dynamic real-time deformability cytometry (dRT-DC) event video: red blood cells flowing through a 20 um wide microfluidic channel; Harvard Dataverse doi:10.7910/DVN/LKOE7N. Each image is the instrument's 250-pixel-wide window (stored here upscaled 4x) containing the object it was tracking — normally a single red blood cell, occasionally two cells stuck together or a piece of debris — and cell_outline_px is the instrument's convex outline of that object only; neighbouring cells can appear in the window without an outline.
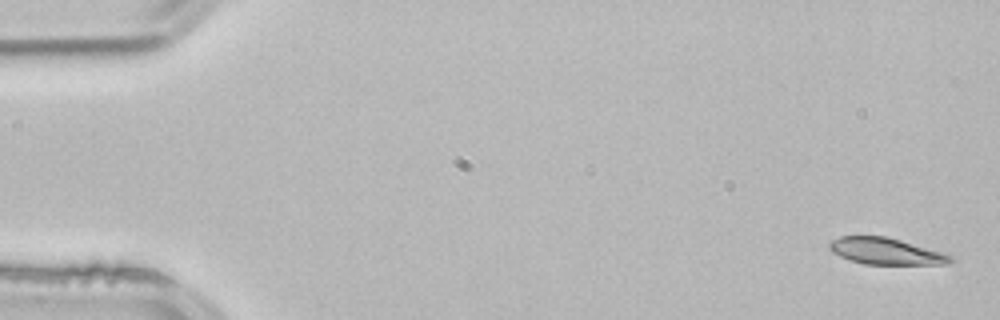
{"species": "common noctule bat (a hibernating species)", "species_latin": "Nyctalus noctula", "temperature_condition": "room temperature", "stored_images_in_passage": 5, "camera_frame_rate_fps": 3000, "um_per_image_px": 0.085, "animal": {"sex": "male", "body_mass_g": 21.5, "forearm_length_mm": 52.0}, "frame": {"image": 1, "passage_image": 1, "time_ms": 0.0, "image_size_px": [1000, 320], "cell_outline_px": [[952, 260], [948, 264], [864, 264], [848, 260], [832, 252], [828, 248], [828, 244], [832, 240], [840, 236], [884, 236], [900, 240], [940, 252], [952, 256]], "centroid_in_image_um": [75.22, 21.36], "position_along_channel_um": 9.8, "area_um2": 18.5}}
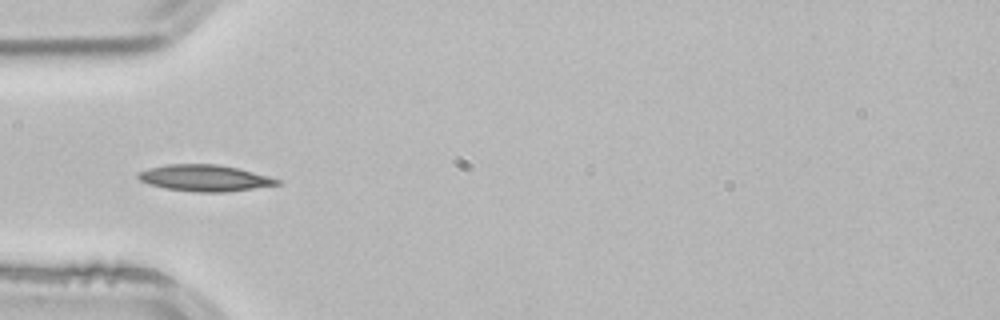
{"frame": {"image": 2, "passage_image": 4, "time_ms": 1.0, "image_size_px": [1000, 320], "cell_outline_px": [[280, 184], [224, 192], [196, 192], [164, 188], [148, 184], [140, 180], [136, 176], [140, 172], [148, 168], [168, 164], [216, 164], [236, 168], [268, 176], [280, 180]], "centroid_in_image_um": [17.34, 15.13], "position_along_channel_um": 67.7, "area_um2": 21.1}}